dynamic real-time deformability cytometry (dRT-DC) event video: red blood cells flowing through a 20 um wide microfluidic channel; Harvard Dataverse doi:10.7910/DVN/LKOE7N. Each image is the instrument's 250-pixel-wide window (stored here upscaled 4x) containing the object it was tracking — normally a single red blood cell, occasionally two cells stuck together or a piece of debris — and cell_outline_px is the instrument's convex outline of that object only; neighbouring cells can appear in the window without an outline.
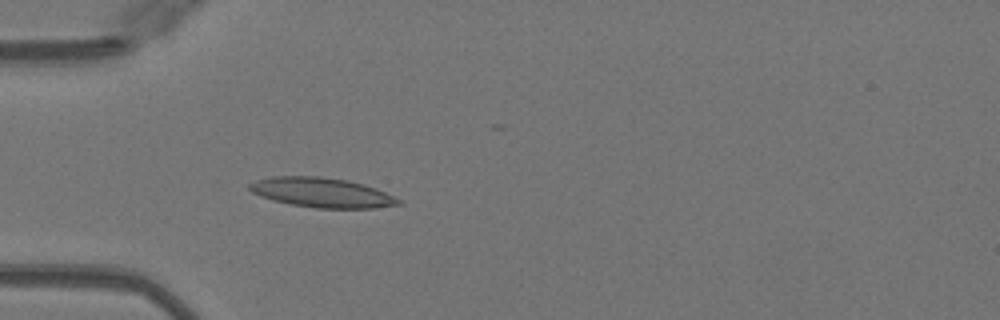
{"species": "Egyptian fruit bat (a non-hibernating species)", "species_latin": "Rousettus aegyptiacus", "temperature_condition": "warm", "stored_images_in_passage": 14, "camera_frame_rate_fps": 3000, "um_per_image_px": 0.085, "animal": {"sex": "female"}, "frame": {"image": 1, "passage_image": 1, "time_ms": 0.0, "image_size_px": [1000, 320], "cell_outline_px": [[404, 204], [376, 208], [316, 208], [292, 204], [272, 200], [260, 196], [252, 192], [248, 188], [248, 184], [256, 180], [272, 176], [320, 176], [344, 180], [364, 184], [376, 188], [400, 200]], "centroid_in_image_um": [27.34, 16.37], "position_along_channel_um": 57.7, "area_um2": 25.72}}
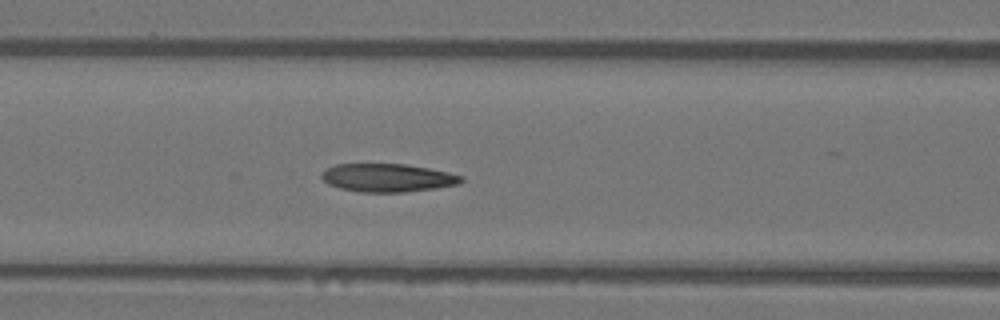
{"frame": {"image": 2, "passage_image": 7, "time_ms": 2.0, "image_size_px": [1000, 320], "cell_outline_px": [[464, 180], [456, 184], [436, 188], [404, 192], [360, 192], [340, 188], [328, 184], [320, 176], [320, 172], [336, 164], [404, 164], [428, 168], [448, 172], [464, 176]], "centroid_in_image_um": [32.93, 15.11], "position_along_channel_um": 133.7, "area_um2": 22.89}}
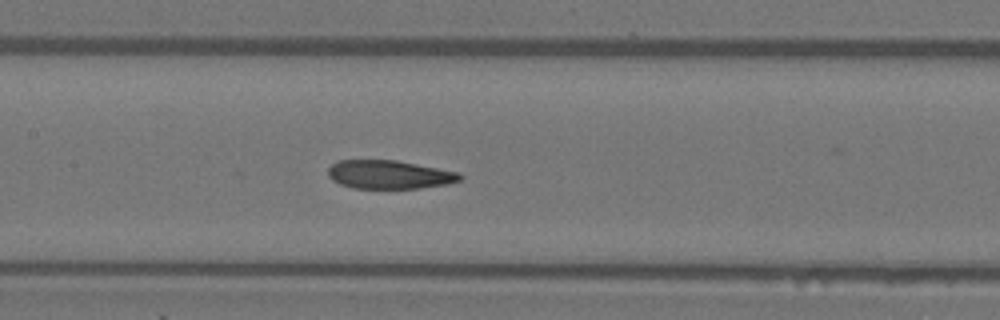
{"frame": {"image": 3, "passage_image": 10, "time_ms": 3.0, "image_size_px": [1000, 320], "cell_outline_px": [[464, 176], [460, 180], [448, 184], [420, 188], [352, 188], [340, 184], [332, 180], [328, 176], [328, 168], [332, 164], [340, 160], [396, 160], [460, 172]], "centroid_in_image_um": [33.1, 14.84], "position_along_channel_um": 174.3, "area_um2": 22.02}}